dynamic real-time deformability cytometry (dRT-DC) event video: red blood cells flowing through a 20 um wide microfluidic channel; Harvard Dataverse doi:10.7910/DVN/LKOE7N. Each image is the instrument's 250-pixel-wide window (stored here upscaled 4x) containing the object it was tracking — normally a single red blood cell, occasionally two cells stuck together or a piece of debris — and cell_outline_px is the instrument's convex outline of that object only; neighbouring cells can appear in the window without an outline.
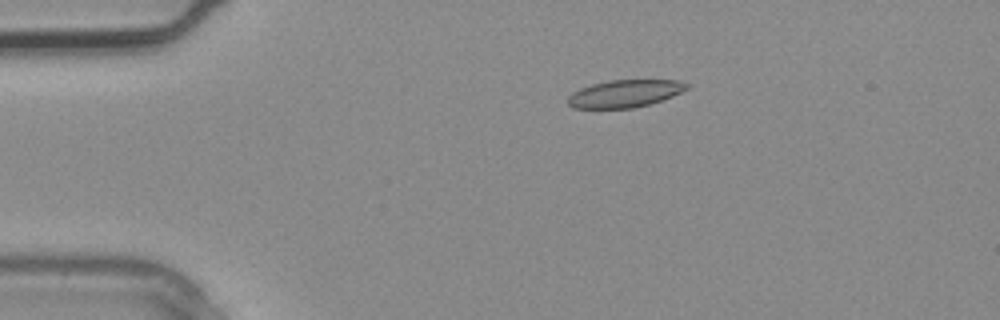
{"species": "common noctule bat (a hibernating species)", "species_latin": "Nyctalus noctula", "temperature_condition": "warm", "stored_images_in_passage": 2, "camera_frame_rate_fps": 3000, "um_per_image_px": 0.085, "animal": {"sex": "male", "body_mass_g": 20.4}, "frame": {"image": 1, "passage_image": 2, "time_ms": 0.333, "image_size_px": [1000, 320], "cell_outline_px": [[688, 88], [672, 96], [648, 104], [632, 108], [572, 108], [568, 104], [568, 96], [572, 92], [580, 88], [592, 84], [608, 80], [680, 80], [688, 84]], "centroid_in_image_um": [53.07, 7.95], "position_along_channel_um": 31.9, "area_um2": 18.9}}